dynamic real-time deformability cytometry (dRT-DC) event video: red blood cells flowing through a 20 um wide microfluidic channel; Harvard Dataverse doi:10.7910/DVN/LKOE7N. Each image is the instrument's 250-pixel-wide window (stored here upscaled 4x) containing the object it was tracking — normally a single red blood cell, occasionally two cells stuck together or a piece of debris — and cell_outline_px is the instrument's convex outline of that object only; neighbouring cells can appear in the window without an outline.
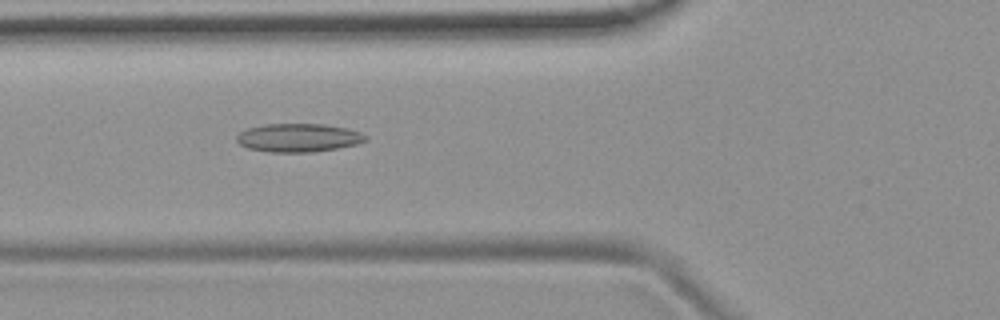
{"species": "common noctule bat (a hibernating species)", "species_latin": "Nyctalus noctula", "temperature_condition": "room temperature", "stored_images_in_passage": 53, "camera_frame_rate_fps": 3000, "um_per_image_px": 0.085, "animal": {"sex": "female", "body_mass_g": 19.9}, "frame": {"image": 1, "passage_image": 20, "time_ms": 6.333, "image_size_px": [1000, 320], "cell_outline_px": [[368, 140], [356, 144], [336, 148], [312, 152], [268, 152], [248, 148], [240, 144], [236, 140], [236, 136], [240, 132], [248, 128], [264, 124], [324, 124], [348, 128], [360, 132], [368, 136]], "centroid_in_image_um": [25.37, 11.7], "position_along_channel_um": 100.4, "area_um2": 21.39}}
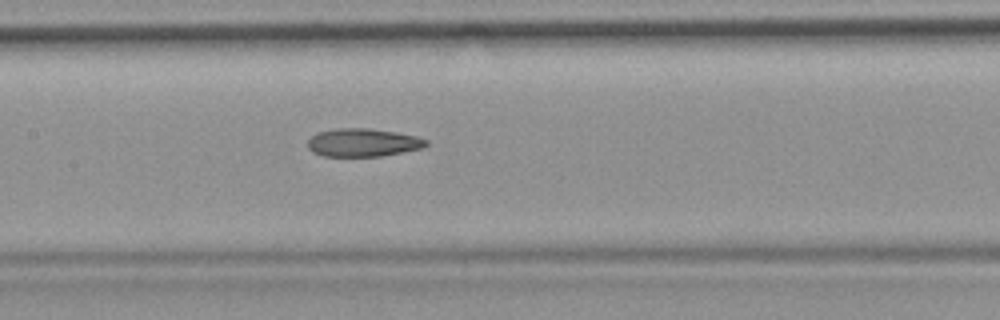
{"frame": {"image": 2, "passage_image": 26, "time_ms": 8.333, "image_size_px": [1000, 320], "cell_outline_px": [[428, 144], [424, 148], [380, 156], [324, 156], [312, 152], [308, 148], [308, 140], [316, 132], [336, 128], [368, 128], [396, 132], [416, 136], [428, 140]], "centroid_in_image_um": [30.85, 12.11], "position_along_channel_um": 176.6, "area_um2": 19.48}}
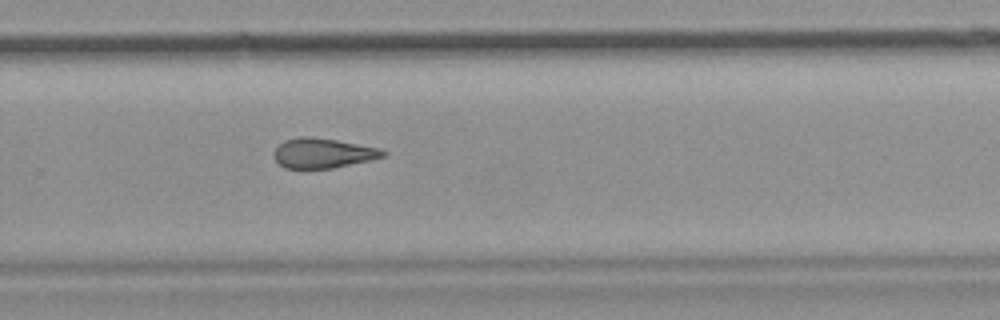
{"frame": {"image": 3, "passage_image": 36, "time_ms": 11.667, "image_size_px": [1000, 320], "cell_outline_px": [[388, 152], [384, 156], [372, 160], [332, 168], [284, 168], [272, 156], [276, 148], [284, 140], [300, 136], [308, 136], [336, 140], [380, 148]], "centroid_in_image_um": [27.45, 13.01], "position_along_channel_um": 302.4, "area_um2": 18.96}, "authors_computed_cell_mechanics": {"area_um2": 20.1722, "velocity_mm_per_s": 3.7991, "shape_relaxation_time_tau1_ms": null, "shape_relaxation_time_tau2_ms": 4.4945, "deformation_change_tau1": null, "deformation_change_tau2": 0.1332}}